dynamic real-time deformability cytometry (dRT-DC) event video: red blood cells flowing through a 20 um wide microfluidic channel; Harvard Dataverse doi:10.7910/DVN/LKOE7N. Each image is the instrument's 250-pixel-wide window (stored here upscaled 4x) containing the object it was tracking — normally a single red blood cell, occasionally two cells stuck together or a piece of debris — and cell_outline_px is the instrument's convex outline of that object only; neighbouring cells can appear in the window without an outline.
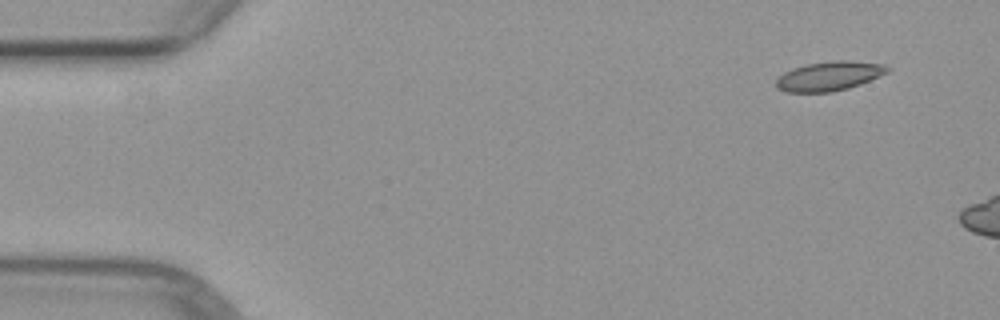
{"species": "common noctule bat (a hibernating species)", "species_latin": "Nyctalus noctula", "temperature_condition": "warm", "stored_images_in_passage": 3, "camera_frame_rate_fps": 3000, "um_per_image_px": 0.085, "animal": {"sex": "female", "body_mass_g": 29.2, "forearm_length_mm": 56.3}, "frame": {"image": 1, "passage_image": 1, "time_ms": 0.0, "image_size_px": [1000, 320], "cell_outline_px": [[888, 72], [860, 84], [848, 88], [832, 92], [788, 92], [776, 88], [776, 80], [784, 72], [792, 68], [808, 64], [836, 60], [844, 60], [884, 64], [888, 68]], "centroid_in_image_um": [70.45, 6.47], "position_along_channel_um": 14.5, "area_um2": 18.79}}